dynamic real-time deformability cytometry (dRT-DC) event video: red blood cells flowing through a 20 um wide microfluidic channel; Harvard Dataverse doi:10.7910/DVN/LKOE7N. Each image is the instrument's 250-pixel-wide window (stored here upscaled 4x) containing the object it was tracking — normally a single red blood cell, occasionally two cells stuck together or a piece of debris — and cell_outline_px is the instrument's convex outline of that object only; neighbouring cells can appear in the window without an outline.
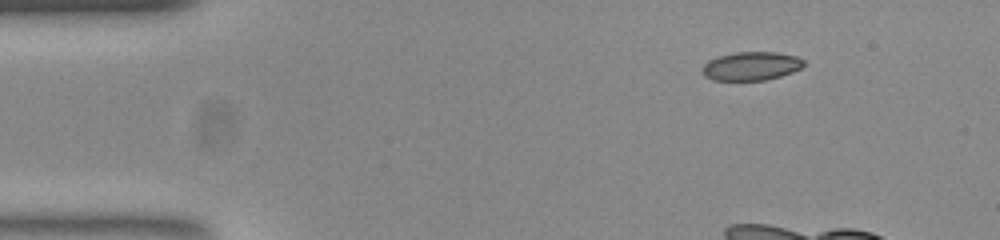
{"species": "common noctule bat (a hibernating species)", "species_latin": "Nyctalus noctula", "temperature_condition": "room temperature", "stored_images_in_passage": 10, "camera_frame_rate_fps": 3000, "um_per_image_px": 0.085, "animal": {"sex": "female", "body_mass_g": 23.0, "forearm_length_mm": 53.4}, "frame": {"image": 1, "passage_image": 1, "time_ms": 0.0, "image_size_px": [1000, 240], "cell_outline_px": [[804, 64], [800, 68], [792, 72], [780, 76], [764, 80], [712, 80], [704, 76], [704, 64], [708, 60], [720, 56], [736, 52], [776, 52], [796, 56], [804, 60]], "centroid_in_image_um": [63.86, 5.61], "position_along_channel_um": 21.1, "area_um2": 16.7}}